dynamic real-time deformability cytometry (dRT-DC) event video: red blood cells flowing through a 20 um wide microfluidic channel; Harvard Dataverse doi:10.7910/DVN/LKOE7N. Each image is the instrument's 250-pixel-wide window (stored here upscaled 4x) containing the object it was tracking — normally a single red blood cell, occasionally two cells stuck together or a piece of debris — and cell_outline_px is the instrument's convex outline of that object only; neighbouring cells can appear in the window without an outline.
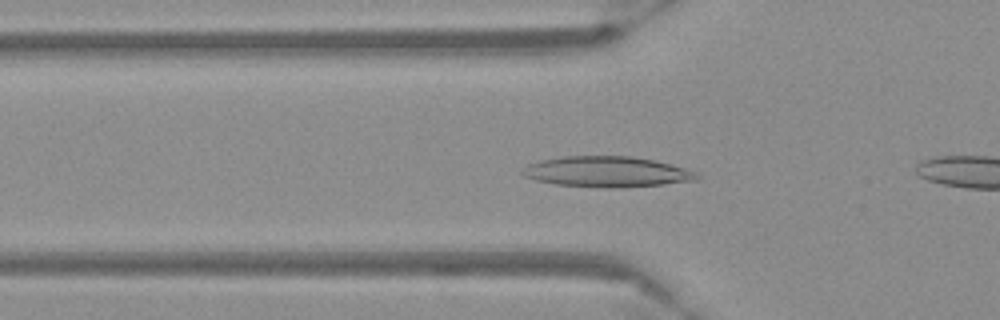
{"species": "Egyptian fruit bat (a non-hibernating species)", "species_latin": "Rousettus aegyptiacus", "temperature_condition": "warm", "stored_images_in_passage": 55, "camera_frame_rate_fps": 3000, "um_per_image_px": 0.085, "frame": {"image": 1, "passage_image": 18, "time_ms": 5.667, "image_size_px": [1000, 320], "cell_outline_px": [[700, 176], [696, 180], [664, 184], [620, 188], [604, 188], [556, 184], [536, 180], [524, 176], [520, 172], [528, 164], [540, 160], [564, 156], [632, 156], [656, 160], [684, 168], [696, 172]], "centroid_in_image_um": [51.58, 14.6], "position_along_channel_um": 74.2, "area_um2": 31.21}}
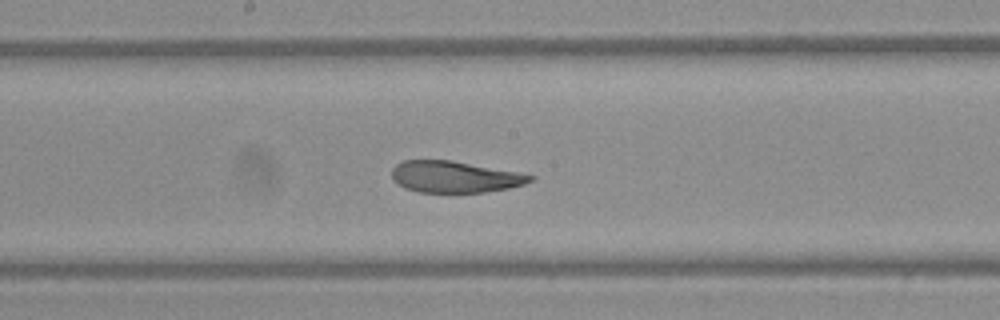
{"frame": {"image": 2, "passage_image": 29, "time_ms": 9.333, "image_size_px": [1000, 320], "cell_outline_px": [[536, 176], [532, 180], [524, 184], [508, 188], [484, 192], [416, 192], [404, 188], [392, 180], [392, 168], [396, 164], [404, 160], [452, 160], [516, 172]], "centroid_in_image_um": [38.6, 15.03], "position_along_channel_um": 209.6, "area_um2": 25.32}}
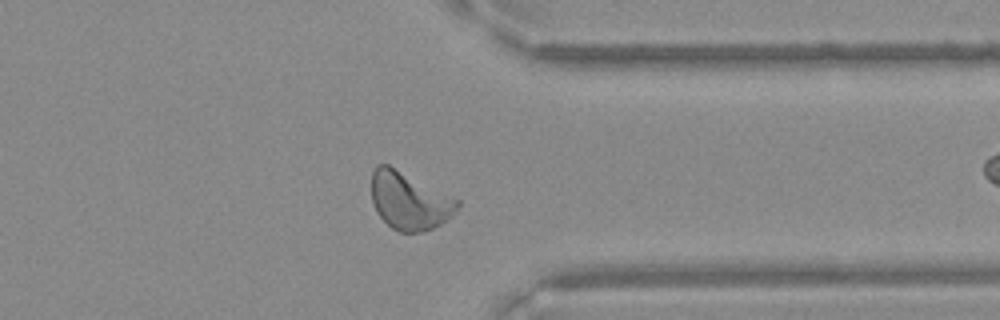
{"frame": {"image": 3, "passage_image": 43, "time_ms": 14.0, "image_size_px": [1000, 320], "cell_outline_px": [[460, 204], [440, 224], [424, 232], [400, 232], [392, 228], [376, 212], [372, 200], [372, 172], [376, 164], [388, 164], [460, 200]], "centroid_in_image_um": [34.75, 17.06], "position_along_channel_um": 376.6, "area_um2": 28.44}}